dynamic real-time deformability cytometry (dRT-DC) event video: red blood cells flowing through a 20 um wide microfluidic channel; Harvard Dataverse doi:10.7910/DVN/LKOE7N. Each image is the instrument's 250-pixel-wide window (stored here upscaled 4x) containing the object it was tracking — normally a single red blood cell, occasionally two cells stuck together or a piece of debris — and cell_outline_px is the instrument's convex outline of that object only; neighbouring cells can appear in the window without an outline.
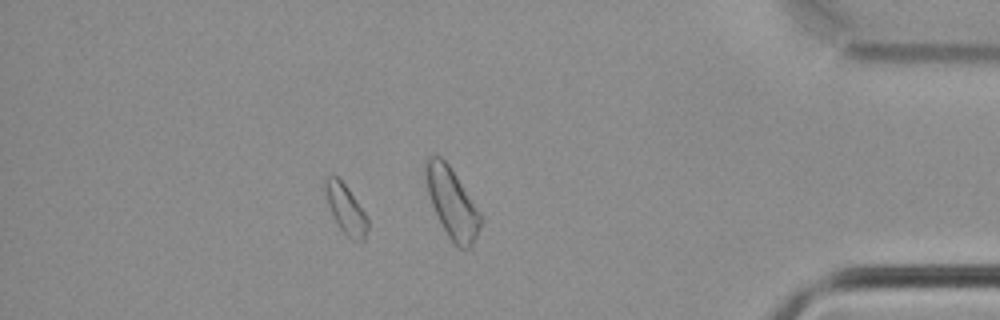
{"species": "common noctule bat (a hibernating species)", "species_latin": "Nyctalus noctula", "temperature_condition": "cold", "stored_images_in_passage": 45, "camera_frame_rate_fps": 3000, "um_per_image_px": 0.085, "animal": {"sex": "male", "body_mass_g": 21.5, "forearm_length_mm": 52.0}, "frame": {"image": 1, "passage_image": 39, "time_ms": 12.667, "image_size_px": [1000, 320], "cell_outline_px": [[368, 228], [364, 240], [360, 244], [356, 244], [340, 228], [328, 204], [324, 188], [324, 176], [336, 176], [348, 188], [364, 212], [368, 220]], "centroid_in_image_um": [29.4, 17.8], "position_along_channel_um": 405.8, "area_um2": 12.08}}